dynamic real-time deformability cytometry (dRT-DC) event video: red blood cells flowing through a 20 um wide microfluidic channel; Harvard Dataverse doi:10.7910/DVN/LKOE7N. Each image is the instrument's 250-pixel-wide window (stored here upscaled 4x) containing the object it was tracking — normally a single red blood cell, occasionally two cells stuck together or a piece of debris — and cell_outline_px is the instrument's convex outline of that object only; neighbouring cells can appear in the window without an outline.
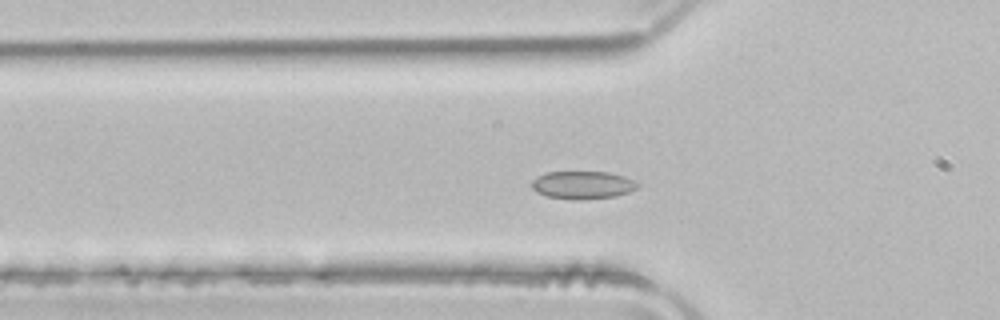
{"species": "common noctule bat (a hibernating species)", "species_latin": "Nyctalus noctula", "temperature_condition": "room temperature", "stored_images_in_passage": 49, "camera_frame_rate_fps": 3000, "um_per_image_px": 0.085, "animal": {"sex": "male", "body_mass_g": 21.5, "forearm_length_mm": 52.0}, "frame": {"image": 1, "passage_image": 13, "time_ms": 4.0, "image_size_px": [1000, 320], "cell_outline_px": [[640, 184], [636, 188], [628, 192], [616, 196], [576, 200], [572, 200], [548, 196], [536, 192], [532, 188], [532, 180], [536, 176], [548, 172], [608, 172], [624, 176]], "centroid_in_image_um": [49.5, 15.72], "position_along_channel_um": 76.3, "area_um2": 17.11}}
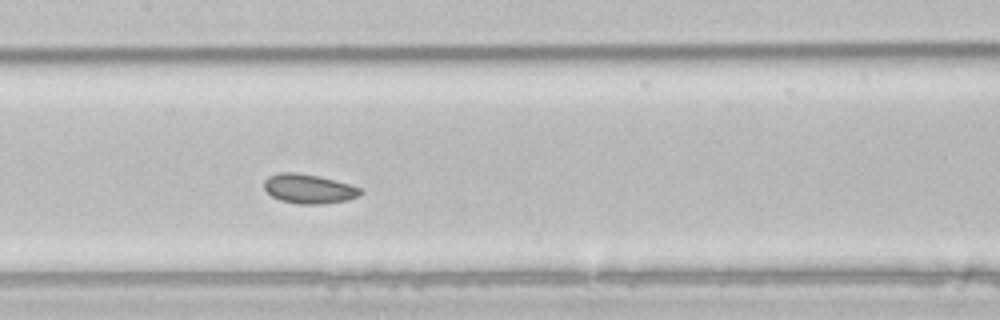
{"frame": {"image": 2, "passage_image": 21, "time_ms": 6.667, "image_size_px": [1000, 320], "cell_outline_px": [[364, 192], [360, 196], [348, 200], [320, 204], [296, 204], [280, 200], [272, 196], [264, 188], [264, 180], [268, 176], [280, 172], [296, 172], [316, 176], [348, 184], [360, 188]], "centroid_in_image_um": [26.23, 16.06], "position_along_channel_um": 181.2, "area_um2": 16.42}}
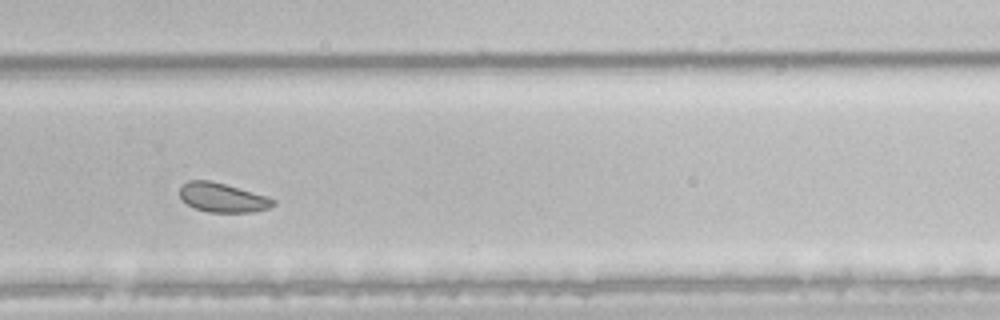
{"frame": {"image": 3, "passage_image": 31, "time_ms": 10.0, "image_size_px": [1000, 320], "cell_outline_px": [[276, 204], [268, 208], [252, 212], [208, 212], [196, 208], [188, 204], [180, 196], [180, 188], [188, 180], [208, 180], [224, 184], [268, 196], [276, 200]], "centroid_in_image_um": [18.95, 16.8], "position_along_channel_um": 310.9, "area_um2": 15.72}, "authors_computed_cell_mechanics": {"area_um2": 17.2822, "velocity_mm_per_s": 3.908, "shape_relaxation_time_tau1_ms": 2.5992, "shape_relaxation_time_tau2_ms": 0.8377, "deformation_change_tau1": 0.0532, "deformation_change_tau2": 0.0528}}